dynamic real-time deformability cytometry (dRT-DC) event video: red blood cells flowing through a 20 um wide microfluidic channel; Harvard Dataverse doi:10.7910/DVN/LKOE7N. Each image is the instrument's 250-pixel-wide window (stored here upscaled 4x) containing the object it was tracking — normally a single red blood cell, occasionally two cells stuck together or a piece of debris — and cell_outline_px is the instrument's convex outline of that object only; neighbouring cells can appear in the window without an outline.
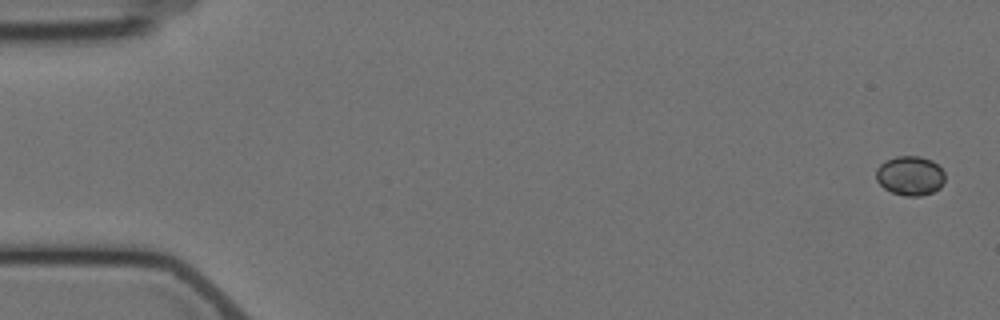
{"species": "Egyptian fruit bat (a non-hibernating species)", "species_latin": "Rousettus aegyptiacus", "temperature_condition": "cold", "stored_images_in_passage": 15, "camera_frame_rate_fps": 3000, "um_per_image_px": 0.085, "animal": {"sex": "female"}, "frame": {"image": 1, "passage_image": 1, "time_ms": 0.0, "image_size_px": [1000, 320], "cell_outline_px": [[944, 180], [940, 188], [932, 192], [920, 196], [904, 196], [892, 192], [884, 188], [876, 180], [876, 168], [880, 164], [896, 156], [920, 156], [932, 160], [944, 172]], "centroid_in_image_um": [77.35, 14.94], "position_along_channel_um": 7.6, "area_um2": 15.78}}
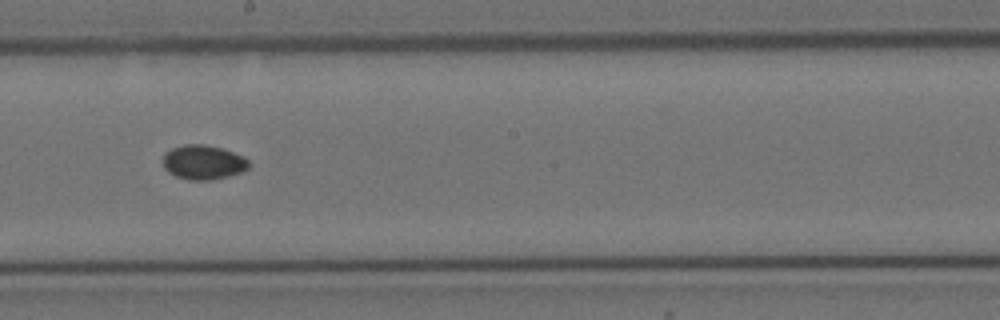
{"frame": {"image": 2, "passage_image": 9, "time_ms": 10.333, "image_size_px": [1000, 320], "cell_outline_px": [[248, 168], [240, 172], [228, 176], [208, 180], [188, 180], [176, 176], [168, 172], [164, 168], [164, 152], [172, 148], [184, 144], [204, 144], [220, 148], [244, 156], [248, 160]], "centroid_in_image_um": [17.25, 13.79], "position_along_channel_um": 230.9, "area_um2": 17.11}}
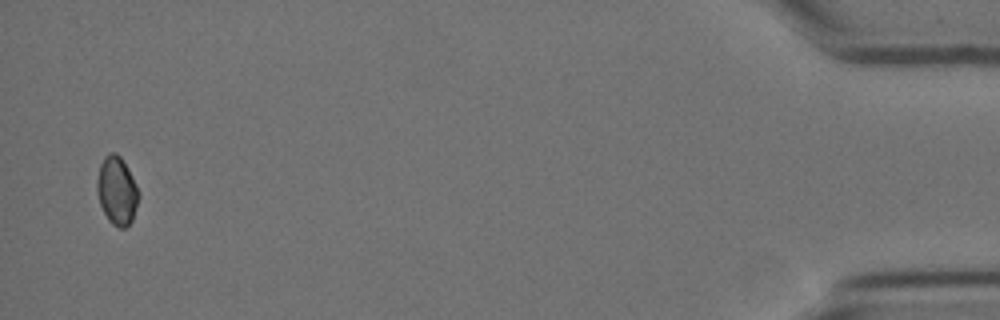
{"frame": {"image": 3, "passage_image": 15, "time_ms": 18.333, "image_size_px": [1000, 320], "cell_outline_px": [[136, 208], [132, 220], [124, 228], [120, 228], [112, 224], [108, 220], [100, 204], [96, 188], [96, 180], [100, 164], [104, 156], [108, 152], [116, 152], [120, 156], [128, 168], [132, 176], [136, 188]], "centroid_in_image_um": [9.88, 16.17], "position_along_channel_um": 425.3, "area_um2": 16.24}}